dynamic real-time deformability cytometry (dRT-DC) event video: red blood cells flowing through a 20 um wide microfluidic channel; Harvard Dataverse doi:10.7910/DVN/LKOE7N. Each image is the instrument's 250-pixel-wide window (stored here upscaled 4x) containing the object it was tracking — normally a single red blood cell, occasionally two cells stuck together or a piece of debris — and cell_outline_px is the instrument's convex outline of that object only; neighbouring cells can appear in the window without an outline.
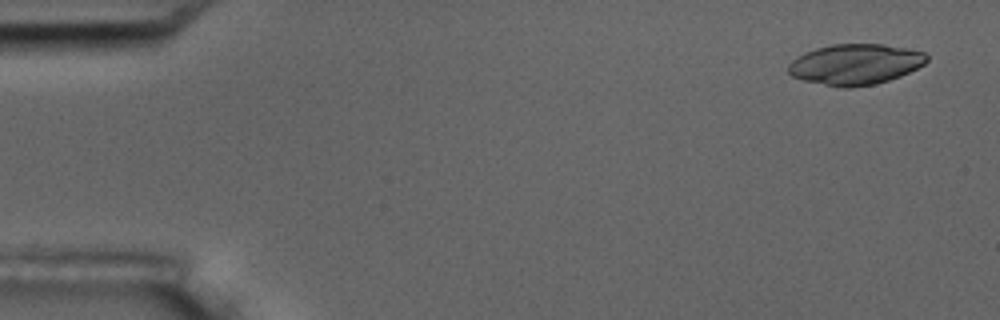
{"species": "common noctule bat (a hibernating species)", "species_latin": "Nyctalus noctula", "temperature_condition": "room temperature", "stored_images_in_passage": 16, "camera_frame_rate_fps": 3000, "um_per_image_px": 0.085, "animal": {"sex": "male", "body_mass_g": 17.5, "forearm_length_mm": 52.3}, "frame": {"image": 1, "passage_image": 1, "time_ms": 0.0, "image_size_px": [1000, 320], "cell_outline_px": [[928, 60], [924, 64], [900, 76], [888, 80], [872, 84], [848, 88], [844, 88], [804, 80], [792, 76], [788, 72], [788, 64], [796, 56], [804, 52], [816, 48], [832, 44], [884, 44], [908, 48], [924, 52], [928, 56]], "centroid_in_image_um": [72.69, 5.45], "position_along_channel_um": 12.3, "area_um2": 32.71}}